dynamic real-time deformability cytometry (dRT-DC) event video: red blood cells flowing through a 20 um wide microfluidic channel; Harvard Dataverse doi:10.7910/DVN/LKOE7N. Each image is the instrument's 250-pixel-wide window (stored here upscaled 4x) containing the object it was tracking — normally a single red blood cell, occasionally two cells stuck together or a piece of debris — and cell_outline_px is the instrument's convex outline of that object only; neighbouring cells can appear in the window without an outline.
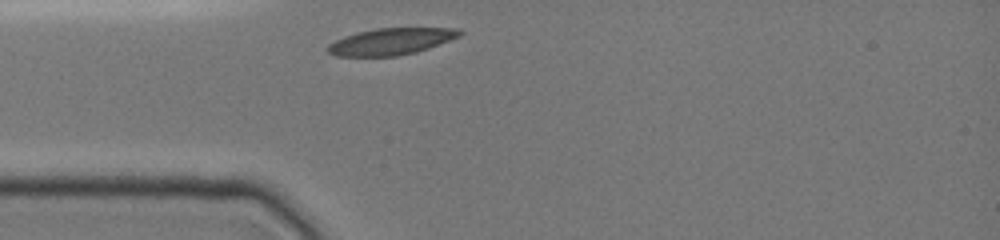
{"species": "common noctule bat (a hibernating species)", "species_latin": "Nyctalus noctula", "temperature_condition": "cold", "stored_images_in_passage": 5, "camera_frame_rate_fps": 3000, "um_per_image_px": 0.085, "animal": {"sex": "female", "body_mass_g": 19.0, "forearm_length_mm": 51.5}, "frame": {"image": 1, "passage_image": 1, "time_ms": 0.0, "image_size_px": [1000, 240], "cell_outline_px": [[464, 32], [460, 36], [428, 48], [416, 52], [396, 56], [336, 56], [328, 52], [324, 48], [328, 44], [344, 36], [356, 32], [376, 28], [460, 28]], "centroid_in_image_um": [33.21, 3.52], "position_along_channel_um": 51.8, "area_um2": 20.58}}
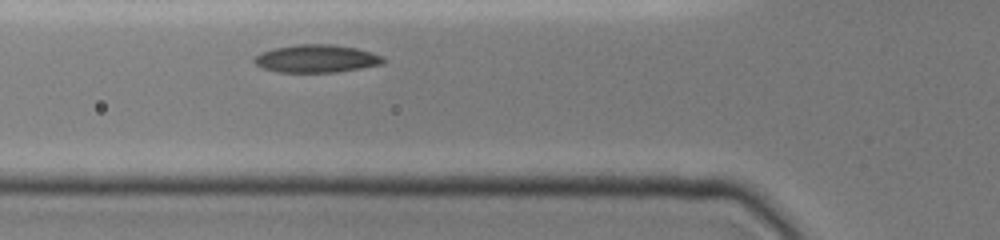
{"frame": {"image": 2, "passage_image": 3, "time_ms": 1.333, "image_size_px": [1000, 240], "cell_outline_px": [[388, 60], [384, 64], [336, 72], [276, 72], [264, 68], [256, 64], [252, 60], [260, 52], [272, 48], [296, 44], [332, 44], [356, 48], [380, 56]], "centroid_in_image_um": [26.87, 4.98], "position_along_channel_um": 98.9, "area_um2": 20.92}}
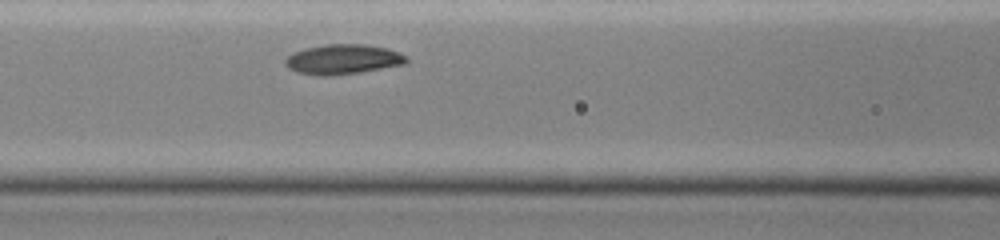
{"frame": {"image": 3, "passage_image": 5, "time_ms": 2.333, "image_size_px": [1000, 240], "cell_outline_px": [[408, 64], [360, 72], [332, 76], [316, 76], [296, 72], [288, 68], [284, 64], [284, 60], [292, 52], [304, 48], [328, 44], [364, 44], [388, 48], [400, 52], [408, 56]], "centroid_in_image_um": [29.16, 5.05], "position_along_channel_um": 137.4, "area_um2": 21.56}}